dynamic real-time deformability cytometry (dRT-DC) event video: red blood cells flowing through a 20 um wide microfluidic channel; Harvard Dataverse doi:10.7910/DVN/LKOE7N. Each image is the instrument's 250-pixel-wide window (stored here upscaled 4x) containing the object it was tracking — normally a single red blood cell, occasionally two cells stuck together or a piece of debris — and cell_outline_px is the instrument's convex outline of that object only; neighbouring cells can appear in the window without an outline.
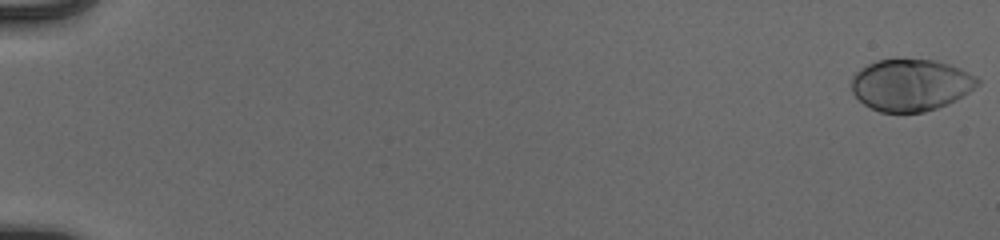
{"species": "human", "species_latin": "Homo sapiens", "temperature_condition": "cold", "stored_images_in_passage": 55, "camera_frame_rate_fps": 3000, "um_per_image_px": 0.085, "donor": {"sex": "male"}, "frame": {"image": 1, "passage_image": 1, "time_ms": 0.0, "image_size_px": [1000, 240], "cell_outline_px": [[980, 84], [956, 100], [948, 104], [924, 112], [880, 112], [864, 104], [852, 92], [852, 76], [860, 68], [876, 60], [896, 56], [900, 56], [936, 60], [960, 68], [976, 76], [980, 80]], "centroid_in_image_um": [77.41, 7.17], "position_along_channel_um": 7.6, "area_um2": 38.84}}
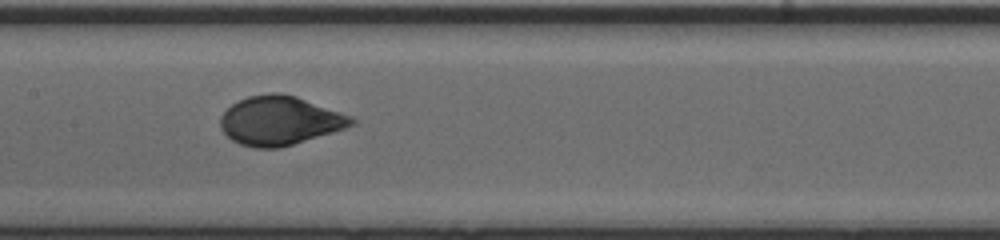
{"frame": {"image": 2, "passage_image": 30, "time_ms": 9.667, "image_size_px": [1000, 240], "cell_outline_px": [[356, 124], [332, 132], [280, 148], [256, 148], [240, 144], [232, 140], [220, 128], [220, 116], [232, 104], [248, 96], [272, 92], [280, 92], [296, 96], [352, 116], [356, 120]], "centroid_in_image_um": [23.77, 10.25], "position_along_channel_um": 183.6, "area_um2": 37.28}}
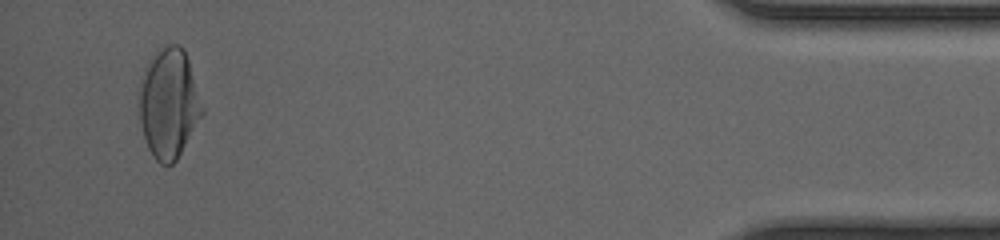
{"frame": {"image": 3, "passage_image": 53, "time_ms": 17.333, "image_size_px": [1000, 240], "cell_outline_px": [[204, 112], [176, 160], [172, 164], [160, 164], [152, 156], [148, 148], [144, 136], [140, 120], [136, 96], [136, 92], [144, 68], [152, 52], [156, 48], [164, 44], [180, 44], [184, 48], [204, 108]], "centroid_in_image_um": [14.3, 8.72], "position_along_channel_um": 420.9, "area_um2": 41.1}, "authors_computed_cell_mechanics": {"area_um2": 37.3388, "velocity_mm_per_s": 3.9182, "shape_relaxation_time_tau1_ms": 4.1881, "shape_relaxation_time_tau2_ms": null, "deformation_change_tau1": 0.1767, "deformation_change_tau2": null}}